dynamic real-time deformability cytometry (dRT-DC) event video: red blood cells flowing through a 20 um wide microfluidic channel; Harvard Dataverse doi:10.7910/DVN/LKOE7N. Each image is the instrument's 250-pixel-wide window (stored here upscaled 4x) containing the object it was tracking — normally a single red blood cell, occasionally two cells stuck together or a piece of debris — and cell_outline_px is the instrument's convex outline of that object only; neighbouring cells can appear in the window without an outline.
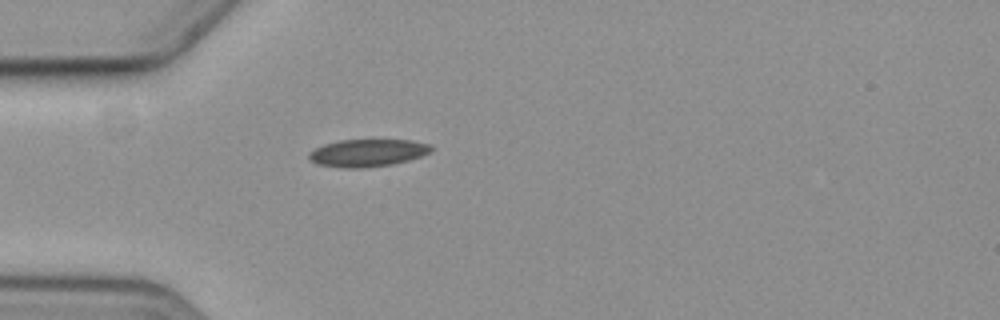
{"species": "common noctule bat (a hibernating species)", "species_latin": "Nyctalus noctula", "temperature_condition": "cold", "stored_images_in_passage": 1, "camera_frame_rate_fps": 3000, "um_per_image_px": 0.085, "animal": {"sex": "female", "body_mass_g": 19.3, "forearm_length_mm": 54.1}, "frame": {"image": 1, "passage_image": 1, "time_ms": 0.0, "image_size_px": [1000, 320], "cell_outline_px": [[432, 152], [408, 160], [392, 164], [364, 168], [340, 168], [316, 164], [308, 160], [308, 152], [324, 144], [340, 140], [412, 140], [432, 144]], "centroid_in_image_um": [31.22, 13.0], "position_along_channel_um": 53.8, "area_um2": 19.77}}